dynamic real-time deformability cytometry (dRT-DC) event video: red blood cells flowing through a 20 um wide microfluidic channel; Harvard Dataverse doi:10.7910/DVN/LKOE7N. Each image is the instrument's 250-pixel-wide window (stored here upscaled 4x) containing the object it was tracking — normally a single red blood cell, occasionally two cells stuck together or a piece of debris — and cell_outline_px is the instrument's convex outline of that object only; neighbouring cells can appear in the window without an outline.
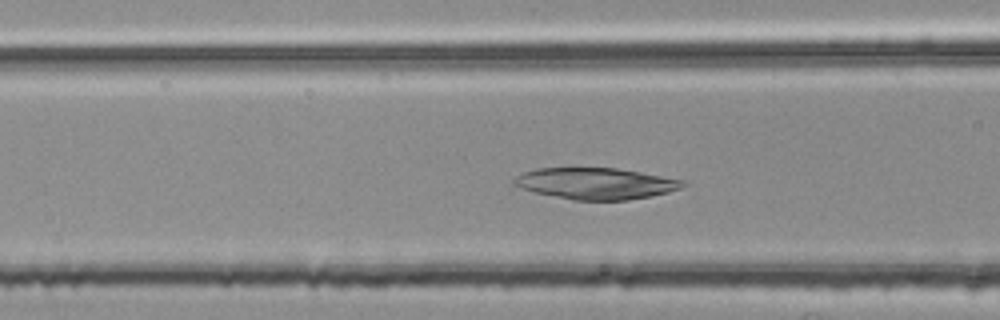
{"species": "common noctule bat (a hibernating species)", "species_latin": "Nyctalus noctula", "temperature_condition": "room temperature", "stored_images_in_passage": 18, "camera_frame_rate_fps": 3000, "um_per_image_px": 0.085, "animal": {"sex": "female", "body_mass_g": 25.1}, "frame": {"image": 1, "passage_image": 6, "time_ms": 1.667, "image_size_px": [1000, 320], "cell_outline_px": [[684, 184], [680, 188], [668, 192], [652, 196], [628, 200], [576, 200], [536, 192], [520, 188], [512, 184], [512, 180], [516, 176], [524, 172], [536, 168], [616, 168], [640, 172], [684, 180]], "centroid_in_image_um": [50.62, 15.59], "position_along_channel_um": 116.0, "area_um2": 30.63}}
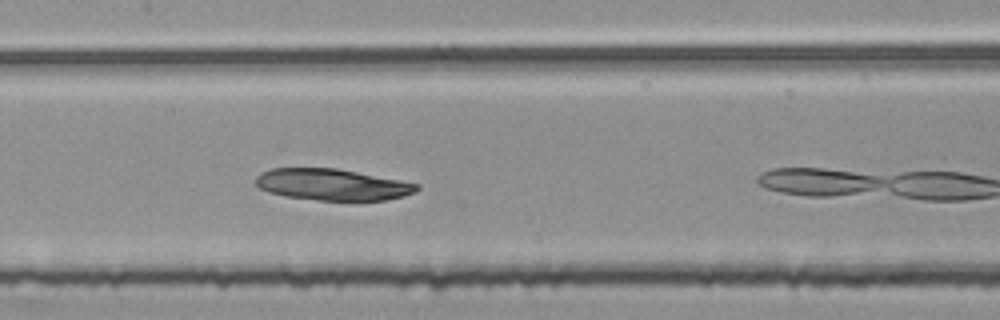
{"frame": {"image": 2, "passage_image": 11, "time_ms": 3.333, "image_size_px": [1000, 320], "cell_outline_px": [[420, 188], [416, 192], [404, 196], [384, 200], [316, 200], [284, 196], [268, 192], [260, 188], [256, 184], [256, 176], [260, 172], [272, 168], [336, 168], [400, 180], [420, 184]], "centroid_in_image_um": [28.24, 15.69], "position_along_channel_um": 179.2, "area_um2": 29.54}}
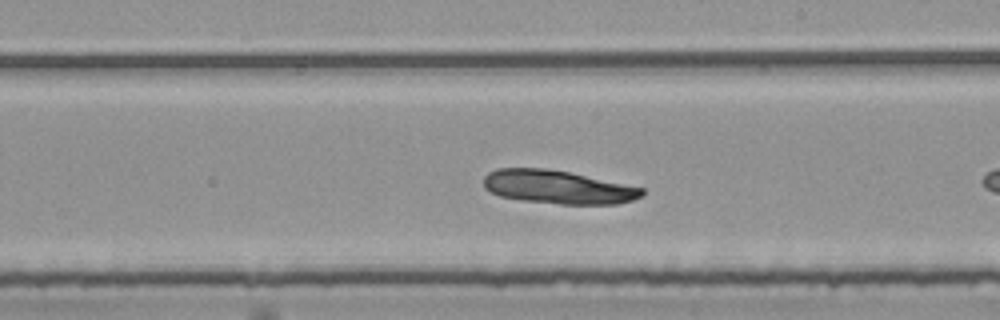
{"frame": {"image": 3, "passage_image": 16, "time_ms": 5.0, "image_size_px": [1000, 320], "cell_outline_px": [[644, 192], [640, 196], [632, 200], [616, 204], [560, 204], [520, 200], [500, 196], [484, 188], [484, 176], [488, 172], [496, 168], [544, 168], [568, 172], [644, 188]], "centroid_in_image_um": [47.37, 15.9], "position_along_channel_um": 241.6, "area_um2": 30.69}}